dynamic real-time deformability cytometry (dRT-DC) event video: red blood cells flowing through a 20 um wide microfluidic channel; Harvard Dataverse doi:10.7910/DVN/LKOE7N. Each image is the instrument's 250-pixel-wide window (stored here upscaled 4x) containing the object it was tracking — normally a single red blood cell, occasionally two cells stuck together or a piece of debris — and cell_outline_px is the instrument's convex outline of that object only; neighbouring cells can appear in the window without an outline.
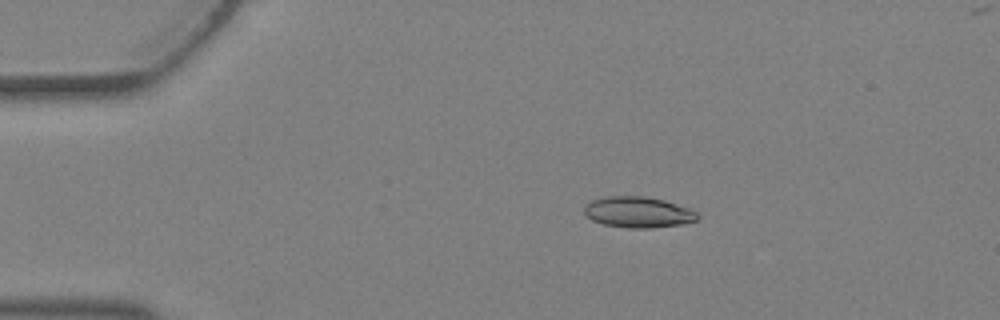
{"species": "Egyptian fruit bat (a non-hibernating species)", "species_latin": "Rousettus aegyptiacus", "temperature_condition": "warm", "stored_images_in_passage": 3, "camera_frame_rate_fps": 3000, "um_per_image_px": 0.085, "animal": {"sex": "female"}, "frame": {"image": 1, "passage_image": 2, "time_ms": 0.333, "image_size_px": [1000, 320], "cell_outline_px": [[700, 216], [696, 220], [684, 224], [652, 228], [628, 228], [604, 224], [592, 220], [584, 212], [584, 204], [592, 200], [604, 196], [644, 196], [664, 200], [692, 208]], "centroid_in_image_um": [54.26, 18.03], "position_along_channel_um": 30.7, "area_um2": 20.63}}